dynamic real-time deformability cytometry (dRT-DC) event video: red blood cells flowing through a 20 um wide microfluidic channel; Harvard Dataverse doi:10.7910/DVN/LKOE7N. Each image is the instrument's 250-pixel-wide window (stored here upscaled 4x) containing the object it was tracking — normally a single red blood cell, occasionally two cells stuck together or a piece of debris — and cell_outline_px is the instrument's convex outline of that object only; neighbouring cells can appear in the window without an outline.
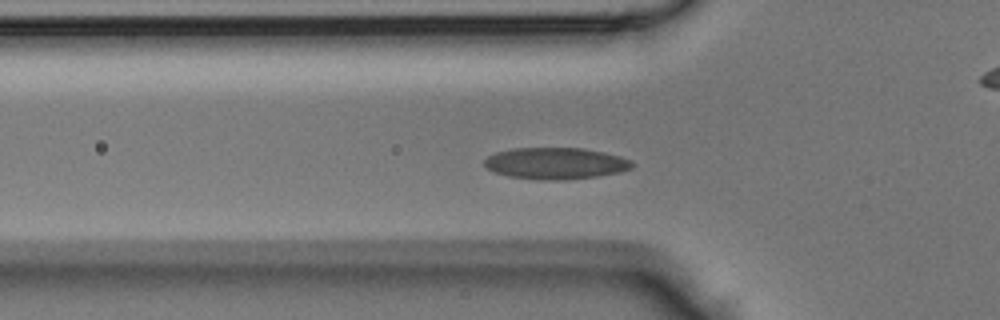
{"species": "Egyptian fruit bat (a non-hibernating species)", "species_latin": "Rousettus aegyptiacus", "temperature_condition": "room temperature", "stored_images_in_passage": 35, "camera_frame_rate_fps": 3000, "um_per_image_px": 0.085, "animal": {"sex": "male"}, "frame": {"image": 1, "passage_image": 5, "time_ms": 1.333, "image_size_px": [1000, 320], "cell_outline_px": [[636, 164], [632, 168], [620, 172], [596, 176], [564, 180], [540, 180], [508, 176], [496, 172], [488, 168], [484, 164], [484, 160], [488, 156], [496, 152], [512, 148], [584, 148], [604, 152], [620, 156], [632, 160]], "centroid_in_image_um": [47.26, 13.88], "position_along_channel_um": 78.5, "area_um2": 27.28}}
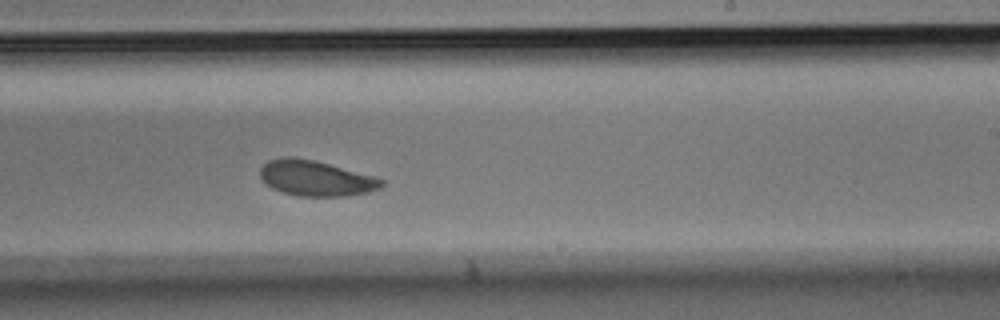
{"frame": {"image": 2, "passage_image": 17, "time_ms": 5.333, "image_size_px": [1000, 320], "cell_outline_px": [[384, 184], [380, 188], [368, 192], [348, 196], [300, 196], [284, 192], [272, 188], [260, 176], [260, 168], [268, 160], [284, 156], [292, 156], [312, 160], [328, 164], [372, 176], [384, 180]], "centroid_in_image_um": [26.83, 15.15], "position_along_channel_um": 262.2, "area_um2": 24.74}}
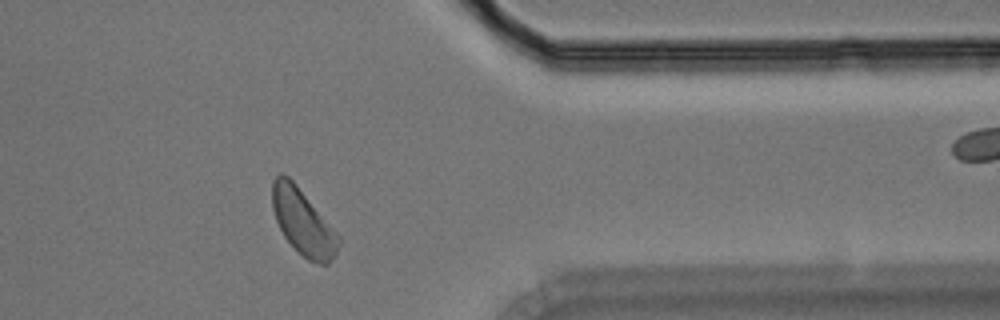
{"frame": {"image": 3, "passage_image": 26, "time_ms": 8.333, "image_size_px": [1000, 320], "cell_outline_px": [[340, 240], [336, 256], [328, 264], [320, 264], [308, 260], [284, 236], [276, 220], [272, 208], [272, 180], [280, 172], [288, 176], [296, 184], [340, 236]], "centroid_in_image_um": [25.76, 18.87], "position_along_channel_um": 385.6, "area_um2": 25.14}}